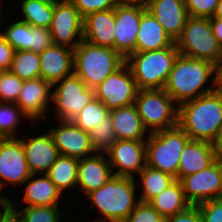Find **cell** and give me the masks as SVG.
Here are the masks:
<instances>
[{"instance_id": "6da1fadb", "label": "cell", "mask_w": 222, "mask_h": 222, "mask_svg": "<svg viewBox=\"0 0 222 222\" xmlns=\"http://www.w3.org/2000/svg\"><path fill=\"white\" fill-rule=\"evenodd\" d=\"M178 126L191 140L216 144L222 135V86L180 104Z\"/></svg>"}, {"instance_id": "7a4b0ae2", "label": "cell", "mask_w": 222, "mask_h": 222, "mask_svg": "<svg viewBox=\"0 0 222 222\" xmlns=\"http://www.w3.org/2000/svg\"><path fill=\"white\" fill-rule=\"evenodd\" d=\"M214 75L213 85L205 89L206 82ZM220 86L219 68L206 60L191 58L182 54L176 57L164 90L179 106L213 92Z\"/></svg>"}, {"instance_id": "3957f363", "label": "cell", "mask_w": 222, "mask_h": 222, "mask_svg": "<svg viewBox=\"0 0 222 222\" xmlns=\"http://www.w3.org/2000/svg\"><path fill=\"white\" fill-rule=\"evenodd\" d=\"M125 63L126 59L113 48L94 45L84 39L74 49L73 72L91 89L99 86Z\"/></svg>"}, {"instance_id": "277c9868", "label": "cell", "mask_w": 222, "mask_h": 222, "mask_svg": "<svg viewBox=\"0 0 222 222\" xmlns=\"http://www.w3.org/2000/svg\"><path fill=\"white\" fill-rule=\"evenodd\" d=\"M134 177L113 176L102 187L87 194L103 218L95 222H124L137 204ZM104 219V220H103Z\"/></svg>"}, {"instance_id": "5b68a950", "label": "cell", "mask_w": 222, "mask_h": 222, "mask_svg": "<svg viewBox=\"0 0 222 222\" xmlns=\"http://www.w3.org/2000/svg\"><path fill=\"white\" fill-rule=\"evenodd\" d=\"M179 51L174 42L160 50L135 52L126 58L139 90L164 89Z\"/></svg>"}, {"instance_id": "8992f818", "label": "cell", "mask_w": 222, "mask_h": 222, "mask_svg": "<svg viewBox=\"0 0 222 222\" xmlns=\"http://www.w3.org/2000/svg\"><path fill=\"white\" fill-rule=\"evenodd\" d=\"M148 135L145 140L146 165L166 172L177 180L180 155L191 139L178 125Z\"/></svg>"}, {"instance_id": "52a82bcc", "label": "cell", "mask_w": 222, "mask_h": 222, "mask_svg": "<svg viewBox=\"0 0 222 222\" xmlns=\"http://www.w3.org/2000/svg\"><path fill=\"white\" fill-rule=\"evenodd\" d=\"M179 54L222 65V47L213 35L210 18L189 16L182 35L175 42Z\"/></svg>"}, {"instance_id": "ba28073f", "label": "cell", "mask_w": 222, "mask_h": 222, "mask_svg": "<svg viewBox=\"0 0 222 222\" xmlns=\"http://www.w3.org/2000/svg\"><path fill=\"white\" fill-rule=\"evenodd\" d=\"M173 102L164 89H149L139 90L134 104L144 127L152 133L178 125V106Z\"/></svg>"}, {"instance_id": "9c48e42d", "label": "cell", "mask_w": 222, "mask_h": 222, "mask_svg": "<svg viewBox=\"0 0 222 222\" xmlns=\"http://www.w3.org/2000/svg\"><path fill=\"white\" fill-rule=\"evenodd\" d=\"M55 85L58 87L51 93V101L56 109V120H72L95 98V90L88 88L74 73L55 82L52 87Z\"/></svg>"}, {"instance_id": "30bf717a", "label": "cell", "mask_w": 222, "mask_h": 222, "mask_svg": "<svg viewBox=\"0 0 222 222\" xmlns=\"http://www.w3.org/2000/svg\"><path fill=\"white\" fill-rule=\"evenodd\" d=\"M94 90L95 97L112 110L134 104L139 88L131 69L125 63Z\"/></svg>"}, {"instance_id": "8fae6325", "label": "cell", "mask_w": 222, "mask_h": 222, "mask_svg": "<svg viewBox=\"0 0 222 222\" xmlns=\"http://www.w3.org/2000/svg\"><path fill=\"white\" fill-rule=\"evenodd\" d=\"M179 181L190 205L222 198V163L216 159L206 169L182 177Z\"/></svg>"}, {"instance_id": "7c38bea8", "label": "cell", "mask_w": 222, "mask_h": 222, "mask_svg": "<svg viewBox=\"0 0 222 222\" xmlns=\"http://www.w3.org/2000/svg\"><path fill=\"white\" fill-rule=\"evenodd\" d=\"M146 6L122 0L115 7V42L114 50L125 59L135 53L137 33L142 14Z\"/></svg>"}, {"instance_id": "4fadbf2b", "label": "cell", "mask_w": 222, "mask_h": 222, "mask_svg": "<svg viewBox=\"0 0 222 222\" xmlns=\"http://www.w3.org/2000/svg\"><path fill=\"white\" fill-rule=\"evenodd\" d=\"M49 30L54 44L75 49L83 40V18L69 0H54Z\"/></svg>"}, {"instance_id": "5bb4252c", "label": "cell", "mask_w": 222, "mask_h": 222, "mask_svg": "<svg viewBox=\"0 0 222 222\" xmlns=\"http://www.w3.org/2000/svg\"><path fill=\"white\" fill-rule=\"evenodd\" d=\"M105 154L115 176L134 177L146 166L145 140H117Z\"/></svg>"}, {"instance_id": "9a60e30c", "label": "cell", "mask_w": 222, "mask_h": 222, "mask_svg": "<svg viewBox=\"0 0 222 222\" xmlns=\"http://www.w3.org/2000/svg\"><path fill=\"white\" fill-rule=\"evenodd\" d=\"M25 158L22 140L16 138H0V186L4 183L24 184L31 176ZM3 180V181H2ZM2 181V182H1Z\"/></svg>"}, {"instance_id": "2e32d148", "label": "cell", "mask_w": 222, "mask_h": 222, "mask_svg": "<svg viewBox=\"0 0 222 222\" xmlns=\"http://www.w3.org/2000/svg\"><path fill=\"white\" fill-rule=\"evenodd\" d=\"M59 128H52L49 133L60 155L78 160L95 153L90 141L89 132L77 127L72 120H58Z\"/></svg>"}, {"instance_id": "e0dca14e", "label": "cell", "mask_w": 222, "mask_h": 222, "mask_svg": "<svg viewBox=\"0 0 222 222\" xmlns=\"http://www.w3.org/2000/svg\"><path fill=\"white\" fill-rule=\"evenodd\" d=\"M51 89L52 85L41 77L25 80L16 104L29 120L38 122L47 112Z\"/></svg>"}, {"instance_id": "ac0fdd59", "label": "cell", "mask_w": 222, "mask_h": 222, "mask_svg": "<svg viewBox=\"0 0 222 222\" xmlns=\"http://www.w3.org/2000/svg\"><path fill=\"white\" fill-rule=\"evenodd\" d=\"M146 9L174 42L180 38L189 17L184 0H153Z\"/></svg>"}, {"instance_id": "d6986e66", "label": "cell", "mask_w": 222, "mask_h": 222, "mask_svg": "<svg viewBox=\"0 0 222 222\" xmlns=\"http://www.w3.org/2000/svg\"><path fill=\"white\" fill-rule=\"evenodd\" d=\"M39 56L40 77L51 85L74 73V49L71 47L53 44Z\"/></svg>"}, {"instance_id": "ffe728a7", "label": "cell", "mask_w": 222, "mask_h": 222, "mask_svg": "<svg viewBox=\"0 0 222 222\" xmlns=\"http://www.w3.org/2000/svg\"><path fill=\"white\" fill-rule=\"evenodd\" d=\"M21 140L31 174H47L50 167L60 156L50 133L29 138L28 141L27 138Z\"/></svg>"}, {"instance_id": "44dd1931", "label": "cell", "mask_w": 222, "mask_h": 222, "mask_svg": "<svg viewBox=\"0 0 222 222\" xmlns=\"http://www.w3.org/2000/svg\"><path fill=\"white\" fill-rule=\"evenodd\" d=\"M113 176L108 158L102 153L79 160L77 185L85 196L102 187Z\"/></svg>"}, {"instance_id": "7402d4cb", "label": "cell", "mask_w": 222, "mask_h": 222, "mask_svg": "<svg viewBox=\"0 0 222 222\" xmlns=\"http://www.w3.org/2000/svg\"><path fill=\"white\" fill-rule=\"evenodd\" d=\"M115 30V8L83 18V39L91 44L114 49Z\"/></svg>"}, {"instance_id": "603a6c76", "label": "cell", "mask_w": 222, "mask_h": 222, "mask_svg": "<svg viewBox=\"0 0 222 222\" xmlns=\"http://www.w3.org/2000/svg\"><path fill=\"white\" fill-rule=\"evenodd\" d=\"M215 160V144L206 141L190 140L180 155L177 180L206 169Z\"/></svg>"}, {"instance_id": "cb8c5ba5", "label": "cell", "mask_w": 222, "mask_h": 222, "mask_svg": "<svg viewBox=\"0 0 222 222\" xmlns=\"http://www.w3.org/2000/svg\"><path fill=\"white\" fill-rule=\"evenodd\" d=\"M117 140H146L142 119L135 104L109 110Z\"/></svg>"}, {"instance_id": "d4e9b609", "label": "cell", "mask_w": 222, "mask_h": 222, "mask_svg": "<svg viewBox=\"0 0 222 222\" xmlns=\"http://www.w3.org/2000/svg\"><path fill=\"white\" fill-rule=\"evenodd\" d=\"M173 43L163 26L146 10L139 24L135 52L160 50L170 47Z\"/></svg>"}, {"instance_id": "484cf974", "label": "cell", "mask_w": 222, "mask_h": 222, "mask_svg": "<svg viewBox=\"0 0 222 222\" xmlns=\"http://www.w3.org/2000/svg\"><path fill=\"white\" fill-rule=\"evenodd\" d=\"M33 176L34 174L26 180V183L29 181V184L24 190L23 200L26 204L28 203L27 206H58L62 193L50 180L49 176L45 174L43 177L30 181Z\"/></svg>"}, {"instance_id": "4316f807", "label": "cell", "mask_w": 222, "mask_h": 222, "mask_svg": "<svg viewBox=\"0 0 222 222\" xmlns=\"http://www.w3.org/2000/svg\"><path fill=\"white\" fill-rule=\"evenodd\" d=\"M148 203L165 218L173 216L190 206L184 196L179 180H175Z\"/></svg>"}, {"instance_id": "83f0119b", "label": "cell", "mask_w": 222, "mask_h": 222, "mask_svg": "<svg viewBox=\"0 0 222 222\" xmlns=\"http://www.w3.org/2000/svg\"><path fill=\"white\" fill-rule=\"evenodd\" d=\"M79 160L76 158L60 155L50 167L47 175L63 193L65 189L74 188L77 185Z\"/></svg>"}, {"instance_id": "f1b7e54d", "label": "cell", "mask_w": 222, "mask_h": 222, "mask_svg": "<svg viewBox=\"0 0 222 222\" xmlns=\"http://www.w3.org/2000/svg\"><path fill=\"white\" fill-rule=\"evenodd\" d=\"M139 177L143 190L138 201L144 203H148L176 180L172 175L147 165L140 171Z\"/></svg>"}, {"instance_id": "f546056e", "label": "cell", "mask_w": 222, "mask_h": 222, "mask_svg": "<svg viewBox=\"0 0 222 222\" xmlns=\"http://www.w3.org/2000/svg\"><path fill=\"white\" fill-rule=\"evenodd\" d=\"M23 18L31 26L49 28L54 15V0H22Z\"/></svg>"}, {"instance_id": "4dcf8cb0", "label": "cell", "mask_w": 222, "mask_h": 222, "mask_svg": "<svg viewBox=\"0 0 222 222\" xmlns=\"http://www.w3.org/2000/svg\"><path fill=\"white\" fill-rule=\"evenodd\" d=\"M10 71L21 80L40 78V56L34 51H15Z\"/></svg>"}, {"instance_id": "1f68e13d", "label": "cell", "mask_w": 222, "mask_h": 222, "mask_svg": "<svg viewBox=\"0 0 222 222\" xmlns=\"http://www.w3.org/2000/svg\"><path fill=\"white\" fill-rule=\"evenodd\" d=\"M108 114L109 109L95 97L72 119V122L83 131L90 132Z\"/></svg>"}, {"instance_id": "d6a6232c", "label": "cell", "mask_w": 222, "mask_h": 222, "mask_svg": "<svg viewBox=\"0 0 222 222\" xmlns=\"http://www.w3.org/2000/svg\"><path fill=\"white\" fill-rule=\"evenodd\" d=\"M92 148L95 153L105 154L117 141L110 114L105 116L99 125L89 132Z\"/></svg>"}, {"instance_id": "836d02e7", "label": "cell", "mask_w": 222, "mask_h": 222, "mask_svg": "<svg viewBox=\"0 0 222 222\" xmlns=\"http://www.w3.org/2000/svg\"><path fill=\"white\" fill-rule=\"evenodd\" d=\"M14 104V105H13ZM28 119L16 103L2 102L0 105V138H16L19 119Z\"/></svg>"}, {"instance_id": "e575fe53", "label": "cell", "mask_w": 222, "mask_h": 222, "mask_svg": "<svg viewBox=\"0 0 222 222\" xmlns=\"http://www.w3.org/2000/svg\"><path fill=\"white\" fill-rule=\"evenodd\" d=\"M11 205L19 212L21 222H59L62 216L58 206H26L18 209L12 201Z\"/></svg>"}, {"instance_id": "d590c367", "label": "cell", "mask_w": 222, "mask_h": 222, "mask_svg": "<svg viewBox=\"0 0 222 222\" xmlns=\"http://www.w3.org/2000/svg\"><path fill=\"white\" fill-rule=\"evenodd\" d=\"M24 81L10 70L0 74V100L2 102L16 103Z\"/></svg>"}, {"instance_id": "8d00e7d4", "label": "cell", "mask_w": 222, "mask_h": 222, "mask_svg": "<svg viewBox=\"0 0 222 222\" xmlns=\"http://www.w3.org/2000/svg\"><path fill=\"white\" fill-rule=\"evenodd\" d=\"M53 44L49 28L35 27L27 23L26 51L41 53Z\"/></svg>"}, {"instance_id": "74e56055", "label": "cell", "mask_w": 222, "mask_h": 222, "mask_svg": "<svg viewBox=\"0 0 222 222\" xmlns=\"http://www.w3.org/2000/svg\"><path fill=\"white\" fill-rule=\"evenodd\" d=\"M5 28L4 33L2 32L1 34L11 47L15 51H26L27 22L20 19L11 25H6Z\"/></svg>"}, {"instance_id": "f35d334b", "label": "cell", "mask_w": 222, "mask_h": 222, "mask_svg": "<svg viewBox=\"0 0 222 222\" xmlns=\"http://www.w3.org/2000/svg\"><path fill=\"white\" fill-rule=\"evenodd\" d=\"M82 18L87 15L115 8L122 0H69Z\"/></svg>"}, {"instance_id": "ab89813d", "label": "cell", "mask_w": 222, "mask_h": 222, "mask_svg": "<svg viewBox=\"0 0 222 222\" xmlns=\"http://www.w3.org/2000/svg\"><path fill=\"white\" fill-rule=\"evenodd\" d=\"M124 222H167L149 203L140 202Z\"/></svg>"}, {"instance_id": "60d3db41", "label": "cell", "mask_w": 222, "mask_h": 222, "mask_svg": "<svg viewBox=\"0 0 222 222\" xmlns=\"http://www.w3.org/2000/svg\"><path fill=\"white\" fill-rule=\"evenodd\" d=\"M219 0H184L186 11L191 17H213Z\"/></svg>"}, {"instance_id": "b9f144b4", "label": "cell", "mask_w": 222, "mask_h": 222, "mask_svg": "<svg viewBox=\"0 0 222 222\" xmlns=\"http://www.w3.org/2000/svg\"><path fill=\"white\" fill-rule=\"evenodd\" d=\"M197 207L202 222H222V198L202 202Z\"/></svg>"}, {"instance_id": "7bdbcfd3", "label": "cell", "mask_w": 222, "mask_h": 222, "mask_svg": "<svg viewBox=\"0 0 222 222\" xmlns=\"http://www.w3.org/2000/svg\"><path fill=\"white\" fill-rule=\"evenodd\" d=\"M167 222H202L197 205H190L185 210L166 218Z\"/></svg>"}, {"instance_id": "ee69618b", "label": "cell", "mask_w": 222, "mask_h": 222, "mask_svg": "<svg viewBox=\"0 0 222 222\" xmlns=\"http://www.w3.org/2000/svg\"><path fill=\"white\" fill-rule=\"evenodd\" d=\"M15 50L0 33V69L10 70Z\"/></svg>"}, {"instance_id": "f6af8a7d", "label": "cell", "mask_w": 222, "mask_h": 222, "mask_svg": "<svg viewBox=\"0 0 222 222\" xmlns=\"http://www.w3.org/2000/svg\"><path fill=\"white\" fill-rule=\"evenodd\" d=\"M0 222H21L19 212L10 204L0 214Z\"/></svg>"}, {"instance_id": "bcb514c9", "label": "cell", "mask_w": 222, "mask_h": 222, "mask_svg": "<svg viewBox=\"0 0 222 222\" xmlns=\"http://www.w3.org/2000/svg\"><path fill=\"white\" fill-rule=\"evenodd\" d=\"M210 25L213 35L222 47V18L210 17Z\"/></svg>"}, {"instance_id": "7dc6e473", "label": "cell", "mask_w": 222, "mask_h": 222, "mask_svg": "<svg viewBox=\"0 0 222 222\" xmlns=\"http://www.w3.org/2000/svg\"><path fill=\"white\" fill-rule=\"evenodd\" d=\"M216 145V159L222 163V135L218 139Z\"/></svg>"}, {"instance_id": "c3c4849f", "label": "cell", "mask_w": 222, "mask_h": 222, "mask_svg": "<svg viewBox=\"0 0 222 222\" xmlns=\"http://www.w3.org/2000/svg\"><path fill=\"white\" fill-rule=\"evenodd\" d=\"M213 17L222 18V0H219Z\"/></svg>"}, {"instance_id": "681fc988", "label": "cell", "mask_w": 222, "mask_h": 222, "mask_svg": "<svg viewBox=\"0 0 222 222\" xmlns=\"http://www.w3.org/2000/svg\"><path fill=\"white\" fill-rule=\"evenodd\" d=\"M126 1L131 2V3H137V4H140V5L147 6L153 0H126Z\"/></svg>"}, {"instance_id": "f907efd6", "label": "cell", "mask_w": 222, "mask_h": 222, "mask_svg": "<svg viewBox=\"0 0 222 222\" xmlns=\"http://www.w3.org/2000/svg\"><path fill=\"white\" fill-rule=\"evenodd\" d=\"M11 204V200H0V206L2 208V211H1V208H0V214L3 212V210L9 206Z\"/></svg>"}, {"instance_id": "816d5d0a", "label": "cell", "mask_w": 222, "mask_h": 222, "mask_svg": "<svg viewBox=\"0 0 222 222\" xmlns=\"http://www.w3.org/2000/svg\"><path fill=\"white\" fill-rule=\"evenodd\" d=\"M219 82H220V86H222V65L219 68Z\"/></svg>"}, {"instance_id": "f5cc1de1", "label": "cell", "mask_w": 222, "mask_h": 222, "mask_svg": "<svg viewBox=\"0 0 222 222\" xmlns=\"http://www.w3.org/2000/svg\"><path fill=\"white\" fill-rule=\"evenodd\" d=\"M2 190L1 186H0V191ZM0 200H8L6 199V197L0 196Z\"/></svg>"}, {"instance_id": "db71d44e", "label": "cell", "mask_w": 222, "mask_h": 222, "mask_svg": "<svg viewBox=\"0 0 222 222\" xmlns=\"http://www.w3.org/2000/svg\"><path fill=\"white\" fill-rule=\"evenodd\" d=\"M1 5H2V4L0 3V18H2V15H3V14L1 13ZM0 21H1V20H0Z\"/></svg>"}]
</instances>
